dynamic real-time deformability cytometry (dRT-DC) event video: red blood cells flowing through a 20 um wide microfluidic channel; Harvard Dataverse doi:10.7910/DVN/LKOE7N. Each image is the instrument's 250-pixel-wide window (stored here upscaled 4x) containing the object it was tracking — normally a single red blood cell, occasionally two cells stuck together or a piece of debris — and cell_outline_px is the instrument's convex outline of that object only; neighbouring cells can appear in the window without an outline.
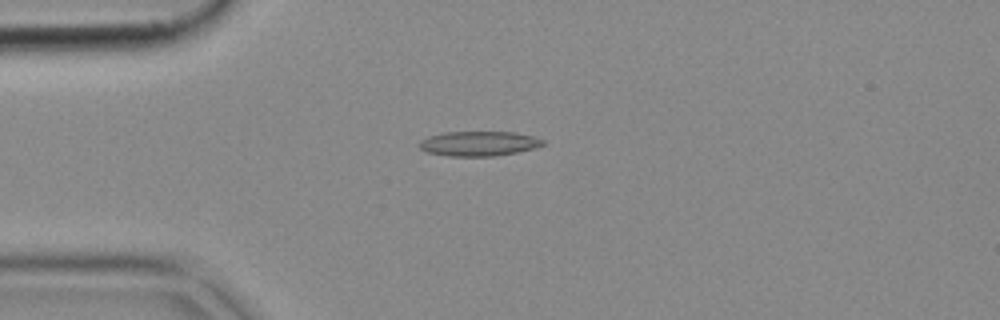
{"species": "common noctule bat (a hibernating species)", "species_latin": "Nyctalus noctula", "temperature_condition": "cold", "stored_images_in_passage": 41, "camera_frame_rate_fps": 3000, "um_per_image_px": 0.085, "animal": {"sex": "female", "body_mass_g": 18.4}, "frame": {"image": 1, "passage_image": 2, "time_ms": 0.333, "image_size_px": [1000, 320], "cell_outline_px": [[544, 144], [536, 148], [496, 156], [448, 156], [428, 152], [420, 148], [420, 140], [428, 136], [444, 132], [516, 132], [532, 136], [544, 140]], "centroid_in_image_um": [40.71, 12.2], "position_along_channel_um": 44.3, "area_um2": 17.8}}
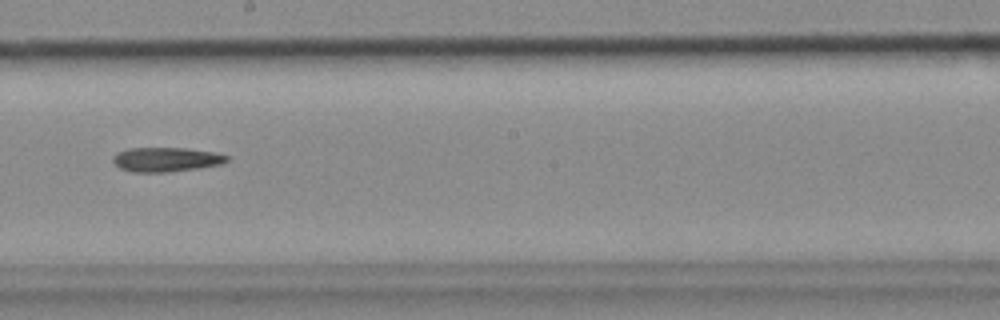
{"frame": {"image": 2, "passage_image": 18, "time_ms": 5.667, "image_size_px": [1000, 320], "cell_outline_px": [[228, 160], [224, 164], [200, 168], [168, 172], [132, 172], [120, 168], [112, 160], [112, 156], [116, 152], [128, 148], [188, 148], [216, 152], [228, 156]], "centroid_in_image_um": [14.14, 13.55], "position_along_channel_um": 234.1, "area_um2": 16.42}}
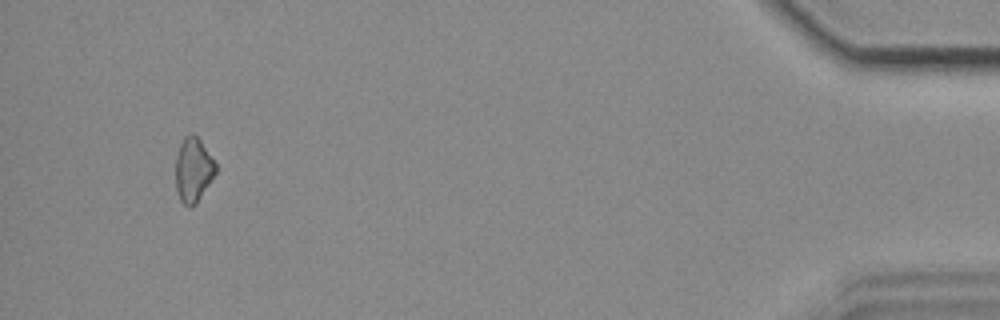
{"frame": {"image": 3, "passage_image": 38, "time_ms": 12.333, "image_size_px": [1000, 320], "cell_outline_px": [[216, 172], [196, 204], [192, 208], [188, 208], [180, 200], [176, 188], [176, 156], [180, 144], [184, 136], [192, 132], [200, 140], [216, 164]], "centroid_in_image_um": [16.41, 14.45], "position_along_channel_um": 418.8, "area_um2": 14.97}}